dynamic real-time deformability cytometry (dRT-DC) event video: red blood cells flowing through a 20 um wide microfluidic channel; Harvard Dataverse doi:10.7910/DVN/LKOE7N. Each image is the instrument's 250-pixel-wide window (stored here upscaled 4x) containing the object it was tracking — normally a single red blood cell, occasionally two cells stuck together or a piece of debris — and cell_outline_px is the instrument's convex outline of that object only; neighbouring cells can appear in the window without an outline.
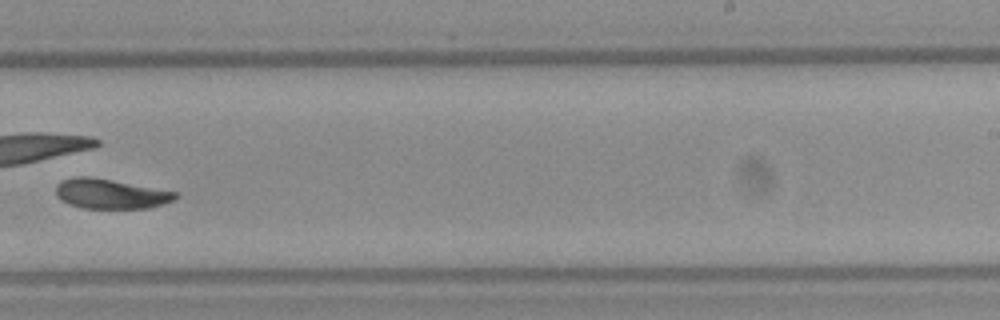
{"species": "Egyptian fruit bat (a non-hibernating species)", "species_latin": "Rousettus aegyptiacus", "temperature_condition": "warm", "stored_images_in_passage": 39, "camera_frame_rate_fps": 3000, "um_per_image_px": 0.085, "frame": {"image": 1, "passage_image": 23, "time_ms": 7.333, "image_size_px": [1000, 320], "cell_outline_px": [[176, 196], [172, 200], [148, 208], [84, 208], [68, 204], [60, 200], [56, 196], [56, 184], [60, 180], [76, 176], [88, 176], [112, 180], [176, 192]], "centroid_in_image_um": [9.29, 16.47], "position_along_channel_um": 279.7, "area_um2": 20.52}}
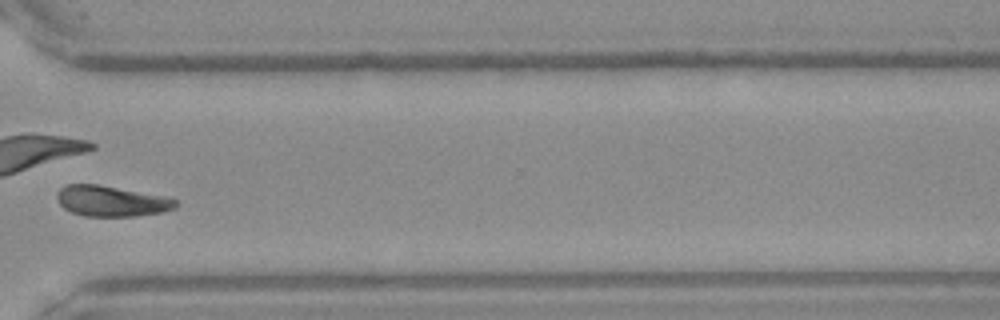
{"frame": {"image": 2, "passage_image": 28, "time_ms": 9.0, "image_size_px": [1000, 320], "cell_outline_px": [[180, 200], [176, 208], [164, 212], [136, 216], [84, 216], [72, 212], [64, 208], [60, 204], [56, 196], [60, 188], [68, 184], [96, 184], [168, 196]], "centroid_in_image_um": [9.54, 17.09], "position_along_channel_um": 361.1, "area_um2": 21.44}}